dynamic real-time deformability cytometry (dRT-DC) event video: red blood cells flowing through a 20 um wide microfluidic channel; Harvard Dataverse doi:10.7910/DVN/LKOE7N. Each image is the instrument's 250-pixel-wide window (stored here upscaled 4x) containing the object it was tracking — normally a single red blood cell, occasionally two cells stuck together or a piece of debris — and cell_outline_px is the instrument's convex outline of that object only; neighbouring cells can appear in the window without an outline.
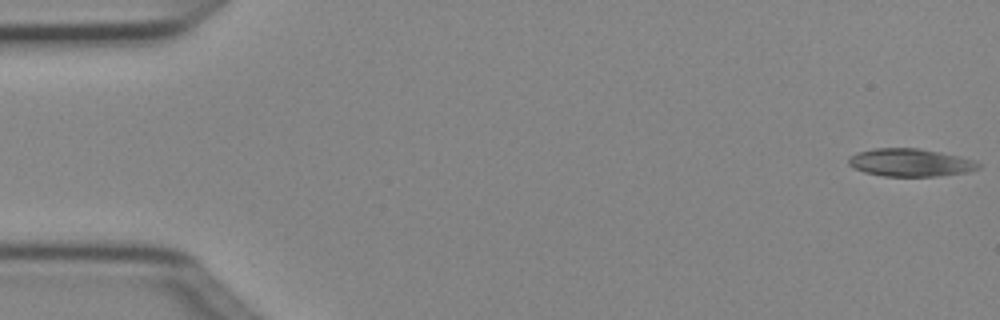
{"species": "Egyptian fruit bat (a non-hibernating species)", "species_latin": "Rousettus aegyptiacus", "temperature_condition": "cold", "stored_images_in_passage": 4, "camera_frame_rate_fps": 3000, "um_per_image_px": 0.085, "animal": {"sex": "female"}, "frame": {"image": 1, "passage_image": 1, "time_ms": 0.0, "image_size_px": [1000, 320], "cell_outline_px": [[980, 168], [968, 172], [936, 176], [884, 176], [864, 172], [852, 168], [848, 164], [848, 156], [856, 152], [872, 148], [920, 148], [960, 156], [976, 160], [980, 164]], "centroid_in_image_um": [77.36, 13.81], "position_along_channel_um": 7.6, "area_um2": 21.33}}
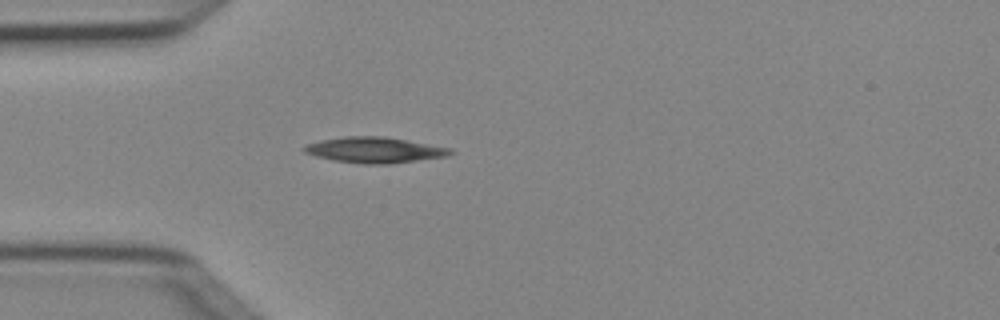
{"frame": {"image": 2, "passage_image": 4, "time_ms": 1.0, "image_size_px": [1000, 320], "cell_outline_px": [[456, 152], [448, 156], [388, 164], [364, 164], [332, 160], [316, 156], [304, 152], [300, 148], [304, 144], [320, 140], [344, 136], [384, 136], [452, 148]], "centroid_in_image_um": [31.82, 12.74], "position_along_channel_um": 53.2, "area_um2": 22.14}}